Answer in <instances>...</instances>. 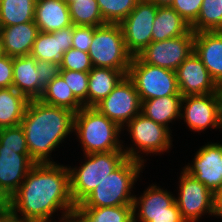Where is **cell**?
I'll return each instance as SVG.
<instances>
[{
    "mask_svg": "<svg viewBox=\"0 0 222 222\" xmlns=\"http://www.w3.org/2000/svg\"><path fill=\"white\" fill-rule=\"evenodd\" d=\"M0 145L18 154H29L25 133L21 125L0 128Z\"/></svg>",
    "mask_w": 222,
    "mask_h": 222,
    "instance_id": "34",
    "label": "cell"
},
{
    "mask_svg": "<svg viewBox=\"0 0 222 222\" xmlns=\"http://www.w3.org/2000/svg\"><path fill=\"white\" fill-rule=\"evenodd\" d=\"M28 102L13 87L0 88V128L19 126Z\"/></svg>",
    "mask_w": 222,
    "mask_h": 222,
    "instance_id": "26",
    "label": "cell"
},
{
    "mask_svg": "<svg viewBox=\"0 0 222 222\" xmlns=\"http://www.w3.org/2000/svg\"><path fill=\"white\" fill-rule=\"evenodd\" d=\"M37 0H0L1 26L34 21Z\"/></svg>",
    "mask_w": 222,
    "mask_h": 222,
    "instance_id": "29",
    "label": "cell"
},
{
    "mask_svg": "<svg viewBox=\"0 0 222 222\" xmlns=\"http://www.w3.org/2000/svg\"><path fill=\"white\" fill-rule=\"evenodd\" d=\"M37 59L30 55L13 57L12 87L28 100L39 99V75Z\"/></svg>",
    "mask_w": 222,
    "mask_h": 222,
    "instance_id": "22",
    "label": "cell"
},
{
    "mask_svg": "<svg viewBox=\"0 0 222 222\" xmlns=\"http://www.w3.org/2000/svg\"><path fill=\"white\" fill-rule=\"evenodd\" d=\"M122 129L95 107H83L74 117V134L83 154L123 151Z\"/></svg>",
    "mask_w": 222,
    "mask_h": 222,
    "instance_id": "3",
    "label": "cell"
},
{
    "mask_svg": "<svg viewBox=\"0 0 222 222\" xmlns=\"http://www.w3.org/2000/svg\"><path fill=\"white\" fill-rule=\"evenodd\" d=\"M34 22L42 32L72 26L68 5L63 0H37Z\"/></svg>",
    "mask_w": 222,
    "mask_h": 222,
    "instance_id": "21",
    "label": "cell"
},
{
    "mask_svg": "<svg viewBox=\"0 0 222 222\" xmlns=\"http://www.w3.org/2000/svg\"><path fill=\"white\" fill-rule=\"evenodd\" d=\"M176 77L182 97L216 93V82L195 52L177 68Z\"/></svg>",
    "mask_w": 222,
    "mask_h": 222,
    "instance_id": "16",
    "label": "cell"
},
{
    "mask_svg": "<svg viewBox=\"0 0 222 222\" xmlns=\"http://www.w3.org/2000/svg\"><path fill=\"white\" fill-rule=\"evenodd\" d=\"M0 206H8L7 201H5L0 195Z\"/></svg>",
    "mask_w": 222,
    "mask_h": 222,
    "instance_id": "45",
    "label": "cell"
},
{
    "mask_svg": "<svg viewBox=\"0 0 222 222\" xmlns=\"http://www.w3.org/2000/svg\"><path fill=\"white\" fill-rule=\"evenodd\" d=\"M216 95L222 100V78L216 82Z\"/></svg>",
    "mask_w": 222,
    "mask_h": 222,
    "instance_id": "44",
    "label": "cell"
},
{
    "mask_svg": "<svg viewBox=\"0 0 222 222\" xmlns=\"http://www.w3.org/2000/svg\"><path fill=\"white\" fill-rule=\"evenodd\" d=\"M94 107L122 129L141 113V100L133 81L126 75L109 95Z\"/></svg>",
    "mask_w": 222,
    "mask_h": 222,
    "instance_id": "11",
    "label": "cell"
},
{
    "mask_svg": "<svg viewBox=\"0 0 222 222\" xmlns=\"http://www.w3.org/2000/svg\"><path fill=\"white\" fill-rule=\"evenodd\" d=\"M8 208V206H0V215Z\"/></svg>",
    "mask_w": 222,
    "mask_h": 222,
    "instance_id": "46",
    "label": "cell"
},
{
    "mask_svg": "<svg viewBox=\"0 0 222 222\" xmlns=\"http://www.w3.org/2000/svg\"><path fill=\"white\" fill-rule=\"evenodd\" d=\"M60 75L73 92L75 98L83 106L87 107L89 72L60 69Z\"/></svg>",
    "mask_w": 222,
    "mask_h": 222,
    "instance_id": "33",
    "label": "cell"
},
{
    "mask_svg": "<svg viewBox=\"0 0 222 222\" xmlns=\"http://www.w3.org/2000/svg\"><path fill=\"white\" fill-rule=\"evenodd\" d=\"M39 32L34 21L13 26H2L0 34L1 53L10 57L30 55Z\"/></svg>",
    "mask_w": 222,
    "mask_h": 222,
    "instance_id": "17",
    "label": "cell"
},
{
    "mask_svg": "<svg viewBox=\"0 0 222 222\" xmlns=\"http://www.w3.org/2000/svg\"><path fill=\"white\" fill-rule=\"evenodd\" d=\"M159 6H170L173 0H147Z\"/></svg>",
    "mask_w": 222,
    "mask_h": 222,
    "instance_id": "43",
    "label": "cell"
},
{
    "mask_svg": "<svg viewBox=\"0 0 222 222\" xmlns=\"http://www.w3.org/2000/svg\"><path fill=\"white\" fill-rule=\"evenodd\" d=\"M178 182L179 192L175 201L186 222H199L206 214L213 216L215 194L183 169Z\"/></svg>",
    "mask_w": 222,
    "mask_h": 222,
    "instance_id": "9",
    "label": "cell"
},
{
    "mask_svg": "<svg viewBox=\"0 0 222 222\" xmlns=\"http://www.w3.org/2000/svg\"><path fill=\"white\" fill-rule=\"evenodd\" d=\"M191 26L170 6H159L152 27V41L172 39L188 33Z\"/></svg>",
    "mask_w": 222,
    "mask_h": 222,
    "instance_id": "25",
    "label": "cell"
},
{
    "mask_svg": "<svg viewBox=\"0 0 222 222\" xmlns=\"http://www.w3.org/2000/svg\"><path fill=\"white\" fill-rule=\"evenodd\" d=\"M214 216L222 219V189L214 195Z\"/></svg>",
    "mask_w": 222,
    "mask_h": 222,
    "instance_id": "42",
    "label": "cell"
},
{
    "mask_svg": "<svg viewBox=\"0 0 222 222\" xmlns=\"http://www.w3.org/2000/svg\"><path fill=\"white\" fill-rule=\"evenodd\" d=\"M0 222H27L18 214L14 213L9 207L0 215Z\"/></svg>",
    "mask_w": 222,
    "mask_h": 222,
    "instance_id": "41",
    "label": "cell"
},
{
    "mask_svg": "<svg viewBox=\"0 0 222 222\" xmlns=\"http://www.w3.org/2000/svg\"><path fill=\"white\" fill-rule=\"evenodd\" d=\"M153 183L133 200V215H160L181 213L175 195Z\"/></svg>",
    "mask_w": 222,
    "mask_h": 222,
    "instance_id": "20",
    "label": "cell"
},
{
    "mask_svg": "<svg viewBox=\"0 0 222 222\" xmlns=\"http://www.w3.org/2000/svg\"><path fill=\"white\" fill-rule=\"evenodd\" d=\"M127 76L133 81L141 102L181 95L176 71L147 64L138 55L132 57Z\"/></svg>",
    "mask_w": 222,
    "mask_h": 222,
    "instance_id": "8",
    "label": "cell"
},
{
    "mask_svg": "<svg viewBox=\"0 0 222 222\" xmlns=\"http://www.w3.org/2000/svg\"><path fill=\"white\" fill-rule=\"evenodd\" d=\"M133 222H186L181 213L160 215H133Z\"/></svg>",
    "mask_w": 222,
    "mask_h": 222,
    "instance_id": "40",
    "label": "cell"
},
{
    "mask_svg": "<svg viewBox=\"0 0 222 222\" xmlns=\"http://www.w3.org/2000/svg\"><path fill=\"white\" fill-rule=\"evenodd\" d=\"M182 95H170L141 102V113L154 122L167 127L181 117Z\"/></svg>",
    "mask_w": 222,
    "mask_h": 222,
    "instance_id": "24",
    "label": "cell"
},
{
    "mask_svg": "<svg viewBox=\"0 0 222 222\" xmlns=\"http://www.w3.org/2000/svg\"><path fill=\"white\" fill-rule=\"evenodd\" d=\"M191 29L195 33L222 31V0H203L199 15Z\"/></svg>",
    "mask_w": 222,
    "mask_h": 222,
    "instance_id": "31",
    "label": "cell"
},
{
    "mask_svg": "<svg viewBox=\"0 0 222 222\" xmlns=\"http://www.w3.org/2000/svg\"><path fill=\"white\" fill-rule=\"evenodd\" d=\"M203 0H173L172 7L190 26H192L201 9Z\"/></svg>",
    "mask_w": 222,
    "mask_h": 222,
    "instance_id": "36",
    "label": "cell"
},
{
    "mask_svg": "<svg viewBox=\"0 0 222 222\" xmlns=\"http://www.w3.org/2000/svg\"><path fill=\"white\" fill-rule=\"evenodd\" d=\"M88 54L93 67L128 72L132 55L127 51L119 24L106 23L94 27L93 41Z\"/></svg>",
    "mask_w": 222,
    "mask_h": 222,
    "instance_id": "7",
    "label": "cell"
},
{
    "mask_svg": "<svg viewBox=\"0 0 222 222\" xmlns=\"http://www.w3.org/2000/svg\"><path fill=\"white\" fill-rule=\"evenodd\" d=\"M79 167L68 166L70 192L75 205H79L127 157L124 151L84 154Z\"/></svg>",
    "mask_w": 222,
    "mask_h": 222,
    "instance_id": "5",
    "label": "cell"
},
{
    "mask_svg": "<svg viewBox=\"0 0 222 222\" xmlns=\"http://www.w3.org/2000/svg\"><path fill=\"white\" fill-rule=\"evenodd\" d=\"M144 163L126 158L78 206L80 208L133 205L135 182L143 173Z\"/></svg>",
    "mask_w": 222,
    "mask_h": 222,
    "instance_id": "4",
    "label": "cell"
},
{
    "mask_svg": "<svg viewBox=\"0 0 222 222\" xmlns=\"http://www.w3.org/2000/svg\"><path fill=\"white\" fill-rule=\"evenodd\" d=\"M13 57L0 54V88L12 87Z\"/></svg>",
    "mask_w": 222,
    "mask_h": 222,
    "instance_id": "39",
    "label": "cell"
},
{
    "mask_svg": "<svg viewBox=\"0 0 222 222\" xmlns=\"http://www.w3.org/2000/svg\"><path fill=\"white\" fill-rule=\"evenodd\" d=\"M73 25L53 32L40 31L34 42L31 55L37 60L60 64L63 54L71 48Z\"/></svg>",
    "mask_w": 222,
    "mask_h": 222,
    "instance_id": "18",
    "label": "cell"
},
{
    "mask_svg": "<svg viewBox=\"0 0 222 222\" xmlns=\"http://www.w3.org/2000/svg\"><path fill=\"white\" fill-rule=\"evenodd\" d=\"M195 32L163 41H151L138 56L147 64L176 71L194 52Z\"/></svg>",
    "mask_w": 222,
    "mask_h": 222,
    "instance_id": "12",
    "label": "cell"
},
{
    "mask_svg": "<svg viewBox=\"0 0 222 222\" xmlns=\"http://www.w3.org/2000/svg\"><path fill=\"white\" fill-rule=\"evenodd\" d=\"M221 101L216 93L182 97L181 120L194 132L221 129Z\"/></svg>",
    "mask_w": 222,
    "mask_h": 222,
    "instance_id": "13",
    "label": "cell"
},
{
    "mask_svg": "<svg viewBox=\"0 0 222 222\" xmlns=\"http://www.w3.org/2000/svg\"><path fill=\"white\" fill-rule=\"evenodd\" d=\"M92 67L88 52L75 48L68 49L60 62V69L66 70L89 72Z\"/></svg>",
    "mask_w": 222,
    "mask_h": 222,
    "instance_id": "35",
    "label": "cell"
},
{
    "mask_svg": "<svg viewBox=\"0 0 222 222\" xmlns=\"http://www.w3.org/2000/svg\"><path fill=\"white\" fill-rule=\"evenodd\" d=\"M72 24L99 27L105 25L96 0H74L68 5Z\"/></svg>",
    "mask_w": 222,
    "mask_h": 222,
    "instance_id": "30",
    "label": "cell"
},
{
    "mask_svg": "<svg viewBox=\"0 0 222 222\" xmlns=\"http://www.w3.org/2000/svg\"><path fill=\"white\" fill-rule=\"evenodd\" d=\"M45 104L63 107L77 113L84 106L75 98L73 92L59 74L43 89L39 98Z\"/></svg>",
    "mask_w": 222,
    "mask_h": 222,
    "instance_id": "28",
    "label": "cell"
},
{
    "mask_svg": "<svg viewBox=\"0 0 222 222\" xmlns=\"http://www.w3.org/2000/svg\"><path fill=\"white\" fill-rule=\"evenodd\" d=\"M74 117L75 113L69 109L39 99L29 100L20 125L29 154L36 163H54L51 153L73 133Z\"/></svg>",
    "mask_w": 222,
    "mask_h": 222,
    "instance_id": "2",
    "label": "cell"
},
{
    "mask_svg": "<svg viewBox=\"0 0 222 222\" xmlns=\"http://www.w3.org/2000/svg\"><path fill=\"white\" fill-rule=\"evenodd\" d=\"M72 222H133V205L80 208L76 205Z\"/></svg>",
    "mask_w": 222,
    "mask_h": 222,
    "instance_id": "27",
    "label": "cell"
},
{
    "mask_svg": "<svg viewBox=\"0 0 222 222\" xmlns=\"http://www.w3.org/2000/svg\"><path fill=\"white\" fill-rule=\"evenodd\" d=\"M36 69L39 75V98L42 95L43 89L55 77L60 74V64L49 61L37 60Z\"/></svg>",
    "mask_w": 222,
    "mask_h": 222,
    "instance_id": "37",
    "label": "cell"
},
{
    "mask_svg": "<svg viewBox=\"0 0 222 222\" xmlns=\"http://www.w3.org/2000/svg\"><path fill=\"white\" fill-rule=\"evenodd\" d=\"M220 101H221L220 117H221V129H222V100Z\"/></svg>",
    "mask_w": 222,
    "mask_h": 222,
    "instance_id": "47",
    "label": "cell"
},
{
    "mask_svg": "<svg viewBox=\"0 0 222 222\" xmlns=\"http://www.w3.org/2000/svg\"><path fill=\"white\" fill-rule=\"evenodd\" d=\"M7 204L27 222H57L51 218L57 211L62 213L59 222L72 221L76 205L70 192L68 166L36 163Z\"/></svg>",
    "mask_w": 222,
    "mask_h": 222,
    "instance_id": "1",
    "label": "cell"
},
{
    "mask_svg": "<svg viewBox=\"0 0 222 222\" xmlns=\"http://www.w3.org/2000/svg\"><path fill=\"white\" fill-rule=\"evenodd\" d=\"M128 74L112 68L92 67L89 71L87 107H94Z\"/></svg>",
    "mask_w": 222,
    "mask_h": 222,
    "instance_id": "23",
    "label": "cell"
},
{
    "mask_svg": "<svg viewBox=\"0 0 222 222\" xmlns=\"http://www.w3.org/2000/svg\"><path fill=\"white\" fill-rule=\"evenodd\" d=\"M35 164L30 154H18L0 145V195L5 201L19 189Z\"/></svg>",
    "mask_w": 222,
    "mask_h": 222,
    "instance_id": "15",
    "label": "cell"
},
{
    "mask_svg": "<svg viewBox=\"0 0 222 222\" xmlns=\"http://www.w3.org/2000/svg\"><path fill=\"white\" fill-rule=\"evenodd\" d=\"M67 5L71 4L74 2V0H63Z\"/></svg>",
    "mask_w": 222,
    "mask_h": 222,
    "instance_id": "48",
    "label": "cell"
},
{
    "mask_svg": "<svg viewBox=\"0 0 222 222\" xmlns=\"http://www.w3.org/2000/svg\"><path fill=\"white\" fill-rule=\"evenodd\" d=\"M158 6L147 0H140L119 25L124 36L127 51L137 56L152 41V27Z\"/></svg>",
    "mask_w": 222,
    "mask_h": 222,
    "instance_id": "10",
    "label": "cell"
},
{
    "mask_svg": "<svg viewBox=\"0 0 222 222\" xmlns=\"http://www.w3.org/2000/svg\"><path fill=\"white\" fill-rule=\"evenodd\" d=\"M183 170L213 194L218 193L222 189V144L206 143L198 149L191 164L188 163Z\"/></svg>",
    "mask_w": 222,
    "mask_h": 222,
    "instance_id": "14",
    "label": "cell"
},
{
    "mask_svg": "<svg viewBox=\"0 0 222 222\" xmlns=\"http://www.w3.org/2000/svg\"><path fill=\"white\" fill-rule=\"evenodd\" d=\"M94 27L93 26H75L73 25V39L71 48L79 49L83 52H88L93 41Z\"/></svg>",
    "mask_w": 222,
    "mask_h": 222,
    "instance_id": "38",
    "label": "cell"
},
{
    "mask_svg": "<svg viewBox=\"0 0 222 222\" xmlns=\"http://www.w3.org/2000/svg\"><path fill=\"white\" fill-rule=\"evenodd\" d=\"M105 23L119 24L140 0H96Z\"/></svg>",
    "mask_w": 222,
    "mask_h": 222,
    "instance_id": "32",
    "label": "cell"
},
{
    "mask_svg": "<svg viewBox=\"0 0 222 222\" xmlns=\"http://www.w3.org/2000/svg\"><path fill=\"white\" fill-rule=\"evenodd\" d=\"M194 52L207 68L211 78L218 82L222 78V31L195 33Z\"/></svg>",
    "mask_w": 222,
    "mask_h": 222,
    "instance_id": "19",
    "label": "cell"
},
{
    "mask_svg": "<svg viewBox=\"0 0 222 222\" xmlns=\"http://www.w3.org/2000/svg\"><path fill=\"white\" fill-rule=\"evenodd\" d=\"M122 128L127 129L131 143L129 147L123 144V151L127 158L140 161L145 164L146 159L141 156L145 154H163L169 152L172 145V132L165 126L154 122L152 119L139 113ZM125 147V148H124ZM142 151V152H141Z\"/></svg>",
    "mask_w": 222,
    "mask_h": 222,
    "instance_id": "6",
    "label": "cell"
}]
</instances>
